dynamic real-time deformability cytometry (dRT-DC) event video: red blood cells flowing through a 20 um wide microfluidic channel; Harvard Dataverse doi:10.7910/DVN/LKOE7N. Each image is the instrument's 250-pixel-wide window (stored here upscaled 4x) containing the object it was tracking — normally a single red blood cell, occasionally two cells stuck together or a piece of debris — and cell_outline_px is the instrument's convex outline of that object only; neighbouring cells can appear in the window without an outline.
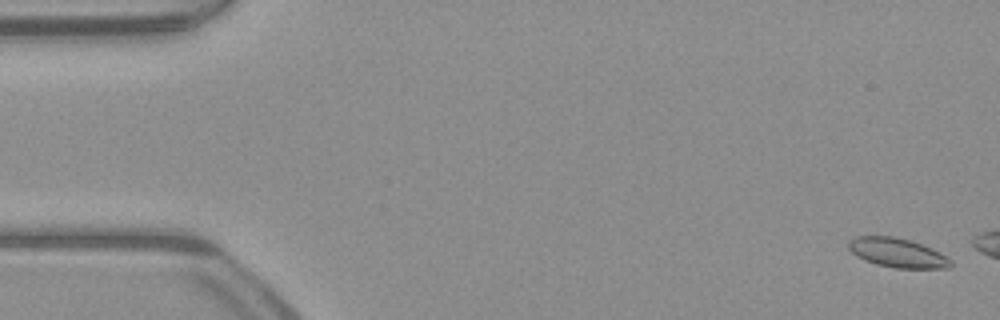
{"species": "common noctule bat (a hibernating species)", "species_latin": "Nyctalus noctula", "temperature_condition": "warm", "stored_images_in_passage": 8, "camera_frame_rate_fps": 3000, "um_per_image_px": 0.085, "animal": {"sex": "male", "body_mass_g": 23.1, "forearm_length_mm": 52.7}, "frame": {"image": 1, "passage_image": 2, "time_ms": 0.333, "image_size_px": [1000, 320], "cell_outline_px": [[952, 268], [896, 268], [876, 264], [864, 260], [856, 256], [848, 248], [848, 240], [856, 236], [892, 236], [908, 240], [920, 244], [940, 252], [952, 260]], "centroid_in_image_um": [76.27, 21.49], "position_along_channel_um": 8.7, "area_um2": 17.4}}